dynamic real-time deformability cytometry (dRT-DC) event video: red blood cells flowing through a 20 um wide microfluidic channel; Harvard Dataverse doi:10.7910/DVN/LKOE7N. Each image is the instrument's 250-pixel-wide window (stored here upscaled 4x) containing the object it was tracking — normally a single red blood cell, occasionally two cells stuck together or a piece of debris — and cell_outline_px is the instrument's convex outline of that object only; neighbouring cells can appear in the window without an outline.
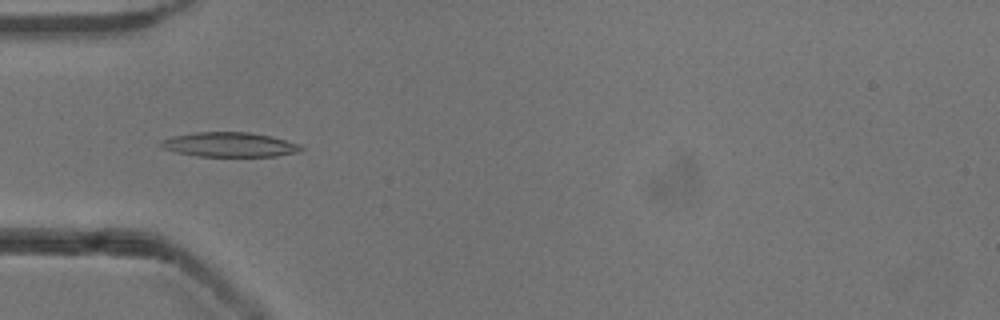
{"species": "common noctule bat (a hibernating species)", "species_latin": "Nyctalus noctula", "temperature_condition": "cold", "stored_images_in_passage": 53, "camera_frame_rate_fps": 3000, "um_per_image_px": 0.085, "animal": {"sex": "male", "body_mass_g": 13.3}, "frame": {"image": 1, "passage_image": 17, "time_ms": 5.333, "image_size_px": [1000, 320], "cell_outline_px": [[304, 148], [300, 152], [276, 156], [196, 156], [176, 152], [164, 148], [160, 144], [160, 140], [172, 136], [196, 132], [248, 132], [272, 136], [300, 144]], "centroid_in_image_um": [19.54, 12.29], "position_along_channel_um": 65.5, "area_um2": 20.11}}
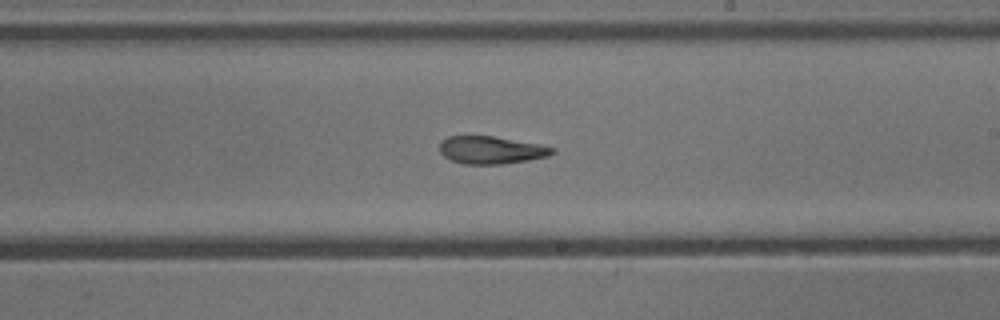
{"frame": {"image": 2, "passage_image": 31, "time_ms": 10.0, "image_size_px": [1000, 320], "cell_outline_px": [[556, 152], [548, 156], [528, 160], [500, 164], [464, 164], [452, 160], [444, 156], [440, 152], [440, 140], [448, 136], [492, 136], [540, 144], [556, 148]], "centroid_in_image_um": [41.76, 12.75], "position_along_channel_um": 247.2, "area_um2": 18.15}}
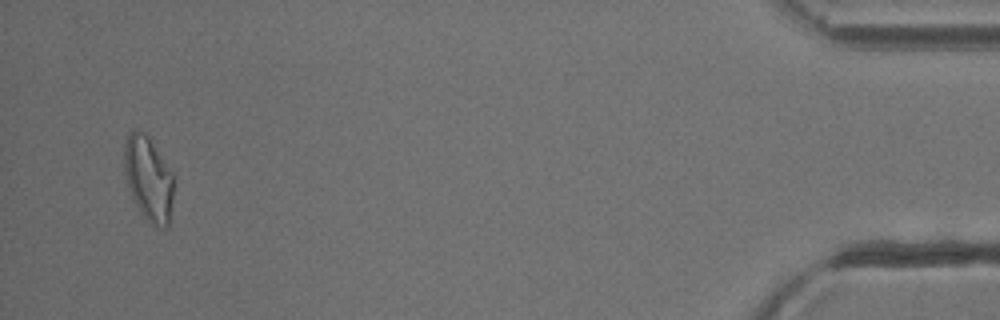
{"frame": {"image": 3, "passage_image": 51, "time_ms": 16.667, "image_size_px": [1000, 320], "cell_outline_px": [[172, 200], [168, 228], [160, 228], [152, 224], [140, 212], [132, 196], [128, 184], [124, 168], [124, 144], [132, 128], [136, 128], [144, 132], [148, 136], [172, 172]], "centroid_in_image_um": [12.61, 15.16], "position_along_channel_um": 422.6, "area_um2": 24.04}, "authors_computed_cell_mechanics": {"area_um2": 19.7098, "velocity_mm_per_s": 3.9004, "shape_relaxation_time_tau1_ms": 5.4164, "shape_relaxation_time_tau2_ms": 3.7684, "deformation_change_tau1": 0.1664, "deformation_change_tau2": 0.1237}}